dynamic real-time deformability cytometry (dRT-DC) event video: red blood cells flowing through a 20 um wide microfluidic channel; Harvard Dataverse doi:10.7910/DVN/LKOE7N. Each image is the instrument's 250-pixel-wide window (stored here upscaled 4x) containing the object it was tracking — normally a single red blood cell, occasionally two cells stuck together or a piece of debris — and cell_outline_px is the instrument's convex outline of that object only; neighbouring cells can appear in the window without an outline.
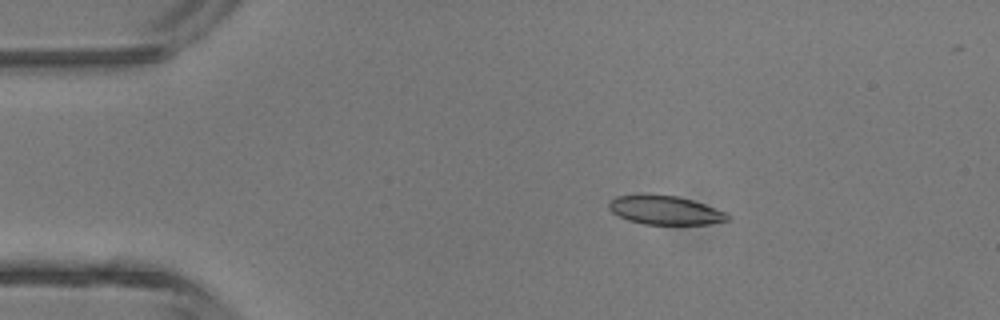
{"species": "common noctule bat (a hibernating species)", "species_latin": "Nyctalus noctula", "temperature_condition": "room temperature", "stored_images_in_passage": 5, "camera_frame_rate_fps": 3000, "um_per_image_px": 0.085, "animal": {"sex": "male", "body_mass_g": 13.3}, "frame": {"image": 1, "passage_image": 3, "time_ms": 2.333, "image_size_px": [1000, 320], "cell_outline_px": [[732, 220], [708, 224], [644, 224], [628, 220], [612, 212], [608, 208], [608, 200], [616, 196], [640, 192], [648, 192], [676, 196], [692, 200], [704, 204], [724, 212], [732, 216]], "centroid_in_image_um": [56.48, 17.83], "position_along_channel_um": 28.5, "area_um2": 20.52}}
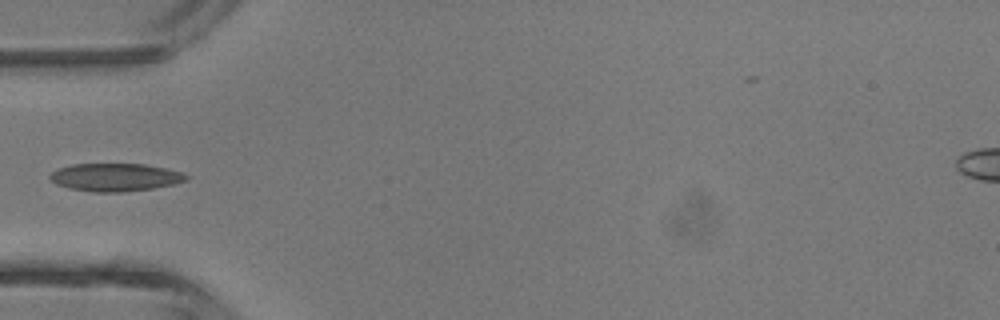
{"frame": {"image": 2, "passage_image": 5, "time_ms": 4.667, "image_size_px": [1000, 320], "cell_outline_px": [[188, 180], [172, 184], [152, 188], [124, 192], [92, 192], [68, 188], [56, 184], [48, 176], [52, 172], [60, 168], [72, 164], [144, 164], [164, 168], [180, 172], [188, 176]], "centroid_in_image_um": [9.77, 15.07], "position_along_channel_um": 75.2, "area_um2": 21.96}}